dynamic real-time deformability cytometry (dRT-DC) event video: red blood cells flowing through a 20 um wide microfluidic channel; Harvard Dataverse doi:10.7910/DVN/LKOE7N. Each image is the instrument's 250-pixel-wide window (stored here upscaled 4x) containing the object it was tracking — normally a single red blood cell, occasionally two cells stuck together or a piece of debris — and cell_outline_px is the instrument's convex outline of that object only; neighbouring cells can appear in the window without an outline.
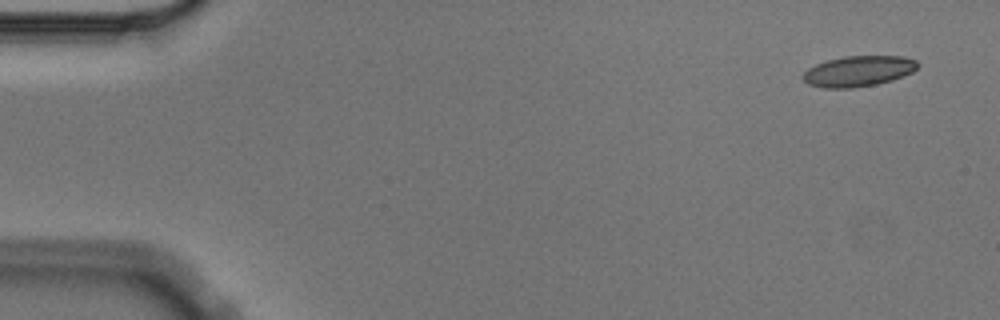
{"species": "Egyptian fruit bat (a non-hibernating species)", "species_latin": "Rousettus aegyptiacus", "temperature_condition": "cold", "stored_images_in_passage": 5, "camera_frame_rate_fps": 3000, "um_per_image_px": 0.085, "animal": {"sex": "male"}, "frame": {"image": 1, "passage_image": 1, "time_ms": 0.0, "image_size_px": [1000, 320], "cell_outline_px": [[920, 64], [912, 72], [892, 80], [876, 84], [852, 88], [824, 88], [808, 84], [800, 76], [808, 68], [816, 64], [828, 60], [844, 56], [904, 56], [916, 60]], "centroid_in_image_um": [72.95, 6.04], "position_along_channel_um": 12.0, "area_um2": 20.52}}
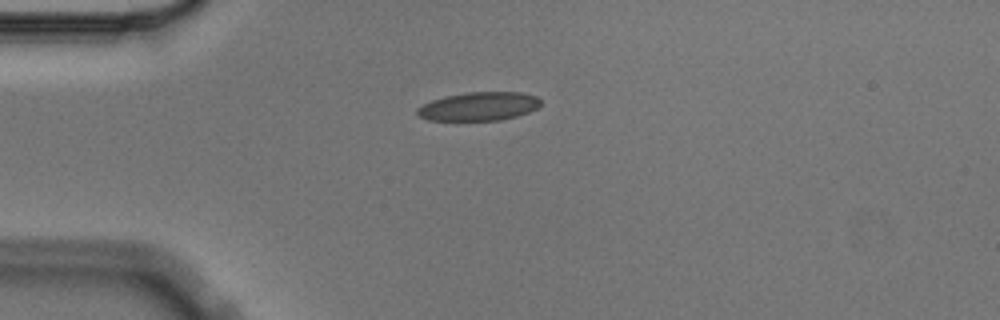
{"frame": {"image": 2, "passage_image": 4, "time_ms": 1.0, "image_size_px": [1000, 320], "cell_outline_px": [[540, 104], [536, 108], [528, 112], [516, 116], [500, 120], [428, 120], [420, 116], [416, 112], [416, 108], [432, 100], [444, 96], [468, 92], [520, 92], [536, 96], [540, 100]], "centroid_in_image_um": [40.69, 9.03], "position_along_channel_um": 44.3, "area_um2": 20.4}}